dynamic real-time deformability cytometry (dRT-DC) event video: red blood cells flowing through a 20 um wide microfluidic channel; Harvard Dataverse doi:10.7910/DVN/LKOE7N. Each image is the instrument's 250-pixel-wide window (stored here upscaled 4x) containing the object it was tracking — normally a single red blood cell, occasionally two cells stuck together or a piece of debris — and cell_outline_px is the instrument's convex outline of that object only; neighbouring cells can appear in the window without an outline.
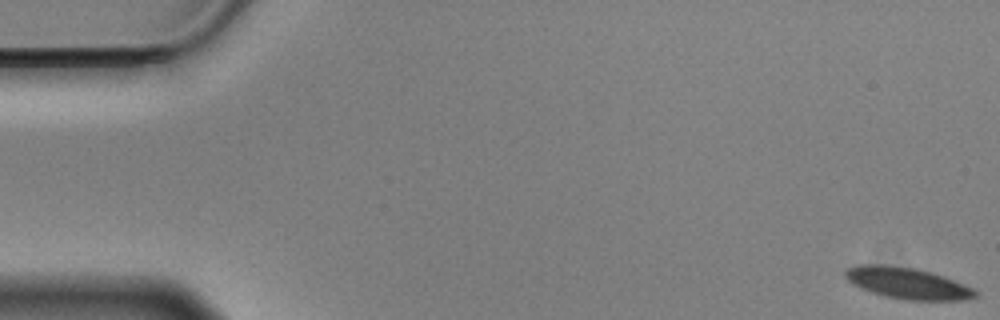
{"species": "Egyptian fruit bat (a non-hibernating species)", "species_latin": "Rousettus aegyptiacus", "temperature_condition": "cold", "stored_images_in_passage": 58, "camera_frame_rate_fps": 3000, "um_per_image_px": 0.085, "animal": {"sex": "male"}, "frame": {"image": 1, "passage_image": 1, "time_ms": 0.0, "image_size_px": [1000, 320], "cell_outline_px": [[980, 296], [964, 300], [908, 300], [884, 296], [860, 288], [852, 284], [844, 276], [844, 272], [848, 268], [856, 264], [880, 264], [916, 268], [932, 272], [944, 276], [964, 284], [980, 292]], "centroid_in_image_um": [77.15, 24.07], "position_along_channel_um": 7.9, "area_um2": 23.99}}
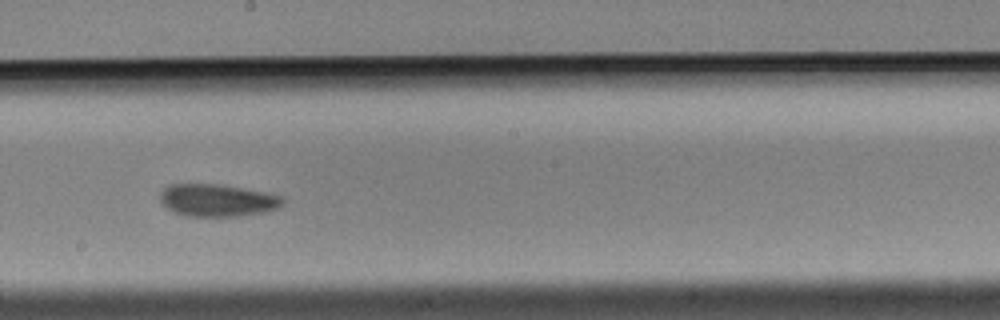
{"frame": {"image": 2, "passage_image": 32, "time_ms": 10.333, "image_size_px": [1000, 320], "cell_outline_px": [[284, 204], [280, 208], [264, 212], [240, 216], [188, 216], [172, 212], [160, 200], [160, 192], [168, 184], [220, 184], [264, 192], [284, 196]], "centroid_in_image_um": [18.5, 17.02], "position_along_channel_um": 229.7, "area_um2": 23.29}}
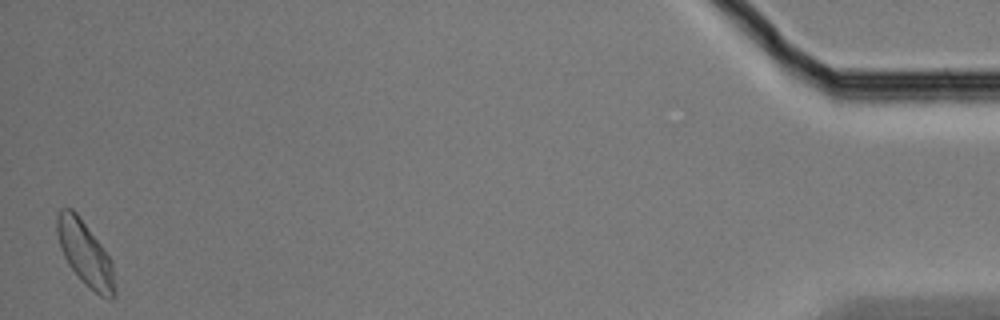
{"frame": {"image": 3, "passage_image": 57, "time_ms": 18.667, "image_size_px": [1000, 320], "cell_outline_px": [[116, 296], [112, 300], [108, 300], [100, 296], [84, 284], [68, 264], [60, 248], [56, 232], [56, 216], [60, 208], [72, 208], [76, 212], [112, 260], [116, 292]], "centroid_in_image_um": [7.24, 21.58], "position_along_channel_um": 428.0, "area_um2": 21.85}, "authors_computed_cell_mechanics": {"area_um2": 23.5246, "velocity_mm_per_s": 3.4791, "shape_relaxation_time_tau1_ms": 3.7398, "shape_relaxation_time_tau2_ms": 2.959, "deformation_change_tau1": 0.0806, "deformation_change_tau2": 0.0788}}